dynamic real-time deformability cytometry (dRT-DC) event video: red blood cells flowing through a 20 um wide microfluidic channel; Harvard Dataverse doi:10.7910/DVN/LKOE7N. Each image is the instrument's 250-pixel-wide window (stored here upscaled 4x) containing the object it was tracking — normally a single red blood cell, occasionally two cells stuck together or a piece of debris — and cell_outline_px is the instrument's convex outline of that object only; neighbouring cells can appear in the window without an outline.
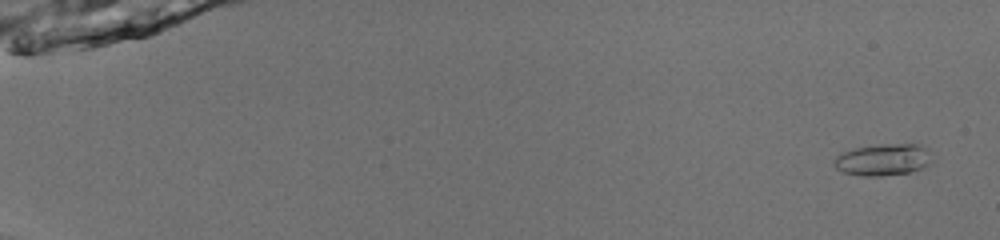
{"species": "common noctule bat (a hibernating species)", "species_latin": "Nyctalus noctula", "temperature_condition": "room temperature", "stored_images_in_passage": 53, "camera_frame_rate_fps": 3000, "um_per_image_px": 0.085, "animal": {"sex": "male", "body_mass_g": 13.0, "forearm_length_mm": 53.1}, "frame": {"image": 1, "passage_image": 3, "time_ms": 0.667, "image_size_px": [1000, 240], "cell_outline_px": [[932, 160], [924, 168], [908, 172], [880, 176], [860, 176], [844, 172], [836, 168], [832, 160], [836, 156], [852, 148], [880, 144], [916, 144], [928, 148]], "centroid_in_image_um": [75.06, 13.57], "position_along_channel_um": 9.9, "area_um2": 18.21}}
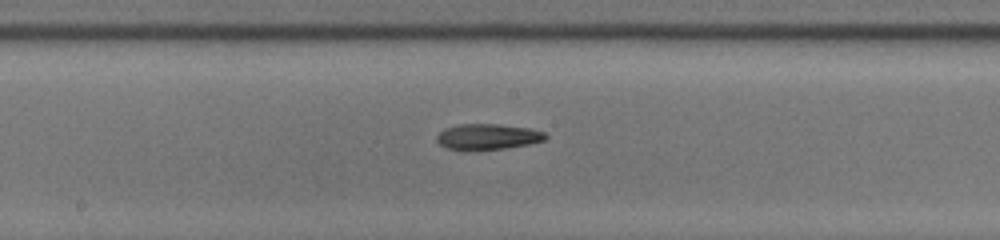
{"frame": {"image": 2, "passage_image": 31, "time_ms": 10.0, "image_size_px": [1000, 240], "cell_outline_px": [[548, 136], [544, 140], [528, 144], [508, 148], [476, 152], [464, 152], [448, 148], [440, 144], [436, 140], [436, 136], [444, 128], [460, 124], [500, 124], [528, 128], [544, 132]], "centroid_in_image_um": [41.41, 11.65], "position_along_channel_um": 206.8, "area_um2": 16.82}}
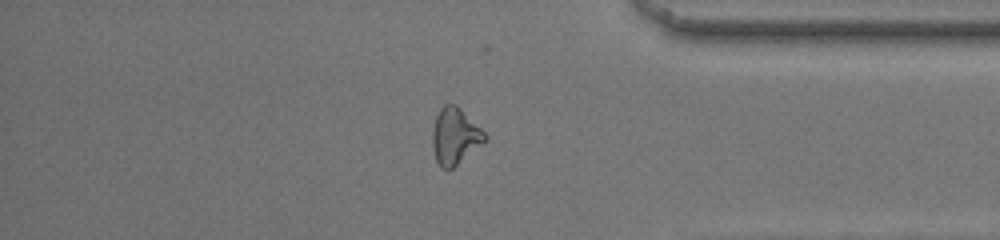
{"frame": {"image": 3, "passage_image": 46, "time_ms": 15.0, "image_size_px": [1000, 240], "cell_outline_px": [[488, 136], [484, 140], [452, 168], [440, 168], [436, 160], [432, 148], [432, 128], [436, 116], [440, 108], [444, 104], [456, 104]], "centroid_in_image_um": [38.61, 11.55], "position_along_channel_um": 396.6, "area_um2": 16.76}, "authors_computed_cell_mechanics": {"area_um2": 16.5308, "velocity_mm_per_s": 4.0206, "shape_relaxation_time_tau1_ms": 5.4347, "shape_relaxation_time_tau2_ms": 4.2615, "deformation_change_tau1": 0.1665, "deformation_change_tau2": 0.1612}}